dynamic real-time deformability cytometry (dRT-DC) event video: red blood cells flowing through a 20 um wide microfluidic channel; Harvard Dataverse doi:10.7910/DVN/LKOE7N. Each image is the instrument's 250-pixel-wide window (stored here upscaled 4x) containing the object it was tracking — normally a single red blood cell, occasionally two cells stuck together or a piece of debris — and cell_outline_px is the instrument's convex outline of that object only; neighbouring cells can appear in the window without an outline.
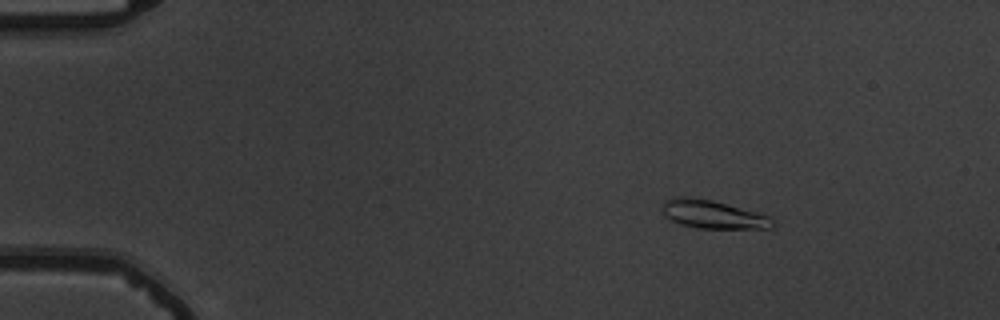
{"species": "common noctule bat (a hibernating species)", "species_latin": "Nyctalus noctula", "temperature_condition": "warm", "stored_images_in_passage": 56, "camera_frame_rate_fps": 3000, "um_per_image_px": 0.085, "animal": {"sex": "male", "body_mass_g": 19.5, "forearm_length_mm": 54.6}, "frame": {"image": 1, "passage_image": 9, "time_ms": 2.667, "image_size_px": [1000, 320], "cell_outline_px": [[776, 224], [772, 228], [696, 228], [680, 224], [668, 220], [664, 216], [660, 208], [660, 204], [664, 200], [676, 196], [688, 196], [712, 200], [768, 216]], "centroid_in_image_um": [60.47, 18.21], "position_along_channel_um": 24.5, "area_um2": 18.32}}
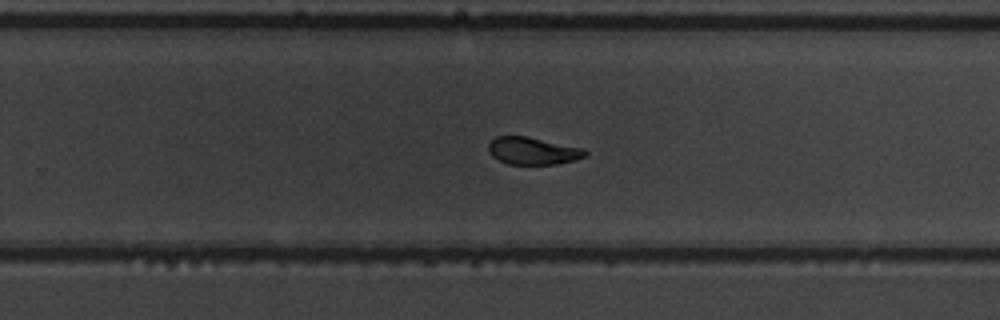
{"frame": {"image": 2, "passage_image": 37, "time_ms": 12.0, "image_size_px": [1000, 320], "cell_outline_px": [[588, 152], [584, 156], [576, 160], [556, 164], [508, 164], [492, 156], [488, 152], [488, 144], [496, 136], [528, 136], [584, 148]], "centroid_in_image_um": [45.29, 12.82], "position_along_channel_um": 284.5, "area_um2": 15.49}}
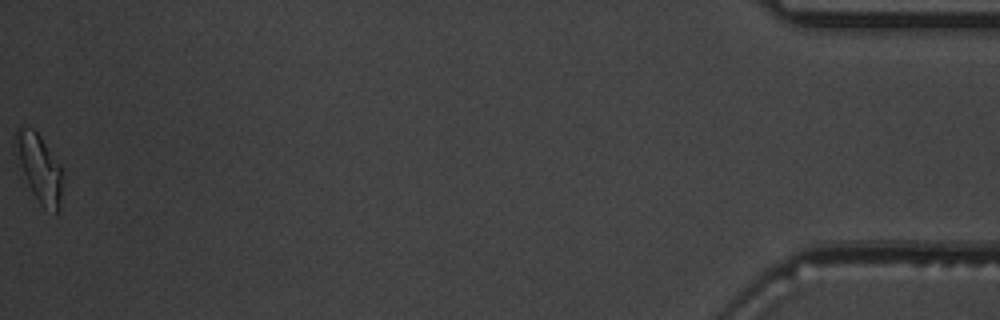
{"frame": {"image": 3, "passage_image": 56, "time_ms": 18.333, "image_size_px": [1000, 320], "cell_outline_px": [[60, 208], [56, 212], [44, 208], [40, 204], [32, 192], [12, 152], [12, 144], [16, 132], [24, 124], [32, 128], [40, 136], [60, 164]], "centroid_in_image_um": [3.25, 14.21], "position_along_channel_um": 432.0, "area_um2": 18.55}, "authors_computed_cell_mechanics": {"area_um2": 16.7909, "velocity_mm_per_s": 3.7455, "shape_relaxation_time_tau1_ms": 2.2586, "shape_relaxation_time_tau2_ms": 1.9394, "deformation_change_tau1": 0.1235, "deformation_change_tau2": 0.0682}}